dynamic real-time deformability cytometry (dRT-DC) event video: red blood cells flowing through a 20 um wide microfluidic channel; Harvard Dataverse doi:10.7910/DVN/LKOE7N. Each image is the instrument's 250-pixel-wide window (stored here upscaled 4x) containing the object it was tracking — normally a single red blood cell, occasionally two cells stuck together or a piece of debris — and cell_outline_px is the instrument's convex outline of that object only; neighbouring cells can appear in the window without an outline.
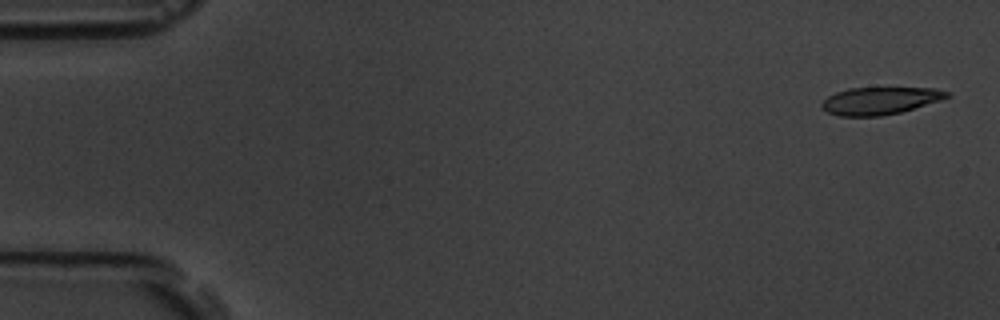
{"species": "common noctule bat (a hibernating species)", "species_latin": "Nyctalus noctula", "temperature_condition": "room temperature", "stored_images_in_passage": 5, "camera_frame_rate_fps": 3000, "um_per_image_px": 0.085, "animal": {"sex": "male", "body_mass_g": 19.5, "forearm_length_mm": 54.6}, "frame": {"image": 1, "passage_image": 1, "time_ms": 0.0, "image_size_px": [1000, 320], "cell_outline_px": [[952, 96], [940, 100], [900, 112], [880, 116], [840, 116], [828, 112], [820, 108], [820, 104], [828, 96], [836, 92], [848, 88], [936, 88], [952, 92]], "centroid_in_image_um": [74.81, 8.55], "position_along_channel_um": 10.2, "area_um2": 20.0}}
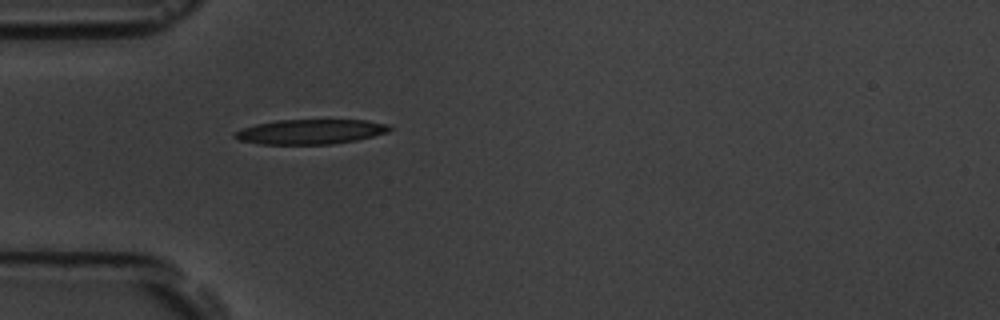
{"frame": {"image": 2, "passage_image": 5, "time_ms": 5.0, "image_size_px": [1000, 320], "cell_outline_px": [[396, 128], [388, 132], [356, 140], [332, 144], [260, 144], [240, 140], [232, 136], [232, 132], [256, 124], [276, 120], [368, 120], [388, 124]], "centroid_in_image_um": [26.42, 11.19], "position_along_channel_um": 58.6, "area_um2": 22.48}}